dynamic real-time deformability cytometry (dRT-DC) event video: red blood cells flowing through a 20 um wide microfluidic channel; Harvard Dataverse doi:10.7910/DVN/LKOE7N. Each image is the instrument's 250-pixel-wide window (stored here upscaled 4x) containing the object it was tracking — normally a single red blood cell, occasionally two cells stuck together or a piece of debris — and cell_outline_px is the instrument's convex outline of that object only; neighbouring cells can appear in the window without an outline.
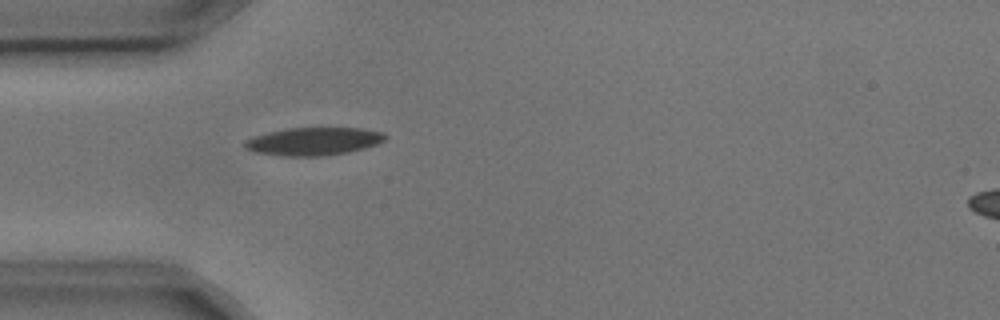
{"species": "common noctule bat (a hibernating species)", "species_latin": "Nyctalus noctula", "temperature_condition": "cold", "stored_images_in_passage": 1, "camera_frame_rate_fps": 3000, "um_per_image_px": 0.085, "animal": {"sex": "male", "body_mass_g": 17.9, "forearm_length_mm": 54.2}, "frame": {"image": 1, "passage_image": 1, "time_ms": 0.0, "image_size_px": [1000, 320], "cell_outline_px": [[388, 136], [384, 140], [376, 144], [364, 148], [348, 152], [324, 156], [280, 156], [252, 152], [244, 148], [244, 140], [252, 136], [268, 132], [288, 128], [360, 128], [384, 132]], "centroid_in_image_um": [26.61, 12.02], "position_along_channel_um": 58.4, "area_um2": 23.06}}